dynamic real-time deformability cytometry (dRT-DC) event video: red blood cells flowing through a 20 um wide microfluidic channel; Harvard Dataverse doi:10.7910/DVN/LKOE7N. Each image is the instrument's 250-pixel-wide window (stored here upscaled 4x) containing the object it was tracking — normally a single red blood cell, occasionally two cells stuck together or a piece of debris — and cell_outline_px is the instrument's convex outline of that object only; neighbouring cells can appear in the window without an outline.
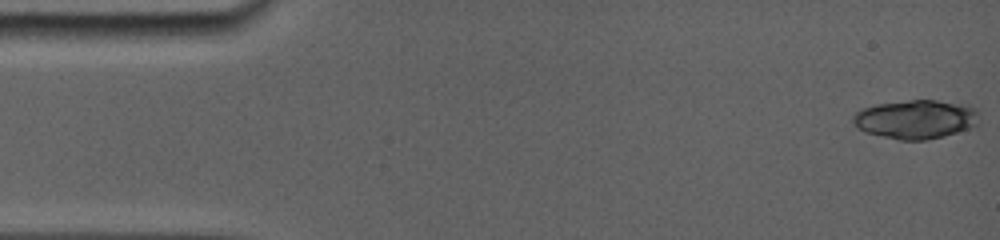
{"species": "common noctule bat (a hibernating species)", "species_latin": "Nyctalus noctula", "temperature_condition": "room temperature", "stored_images_in_passage": 18, "camera_frame_rate_fps": 5000, "um_per_image_px": 0.085, "animal": {"sex": "female", "body_mass_g": 19.0, "forearm_length_mm": 56.7}, "frame": {"image": 1, "passage_image": 1, "time_ms": 0.0, "image_size_px": [1000, 240], "cell_outline_px": [[976, 112], [968, 124], [964, 128], [940, 136], [924, 140], [904, 140], [868, 132], [860, 128], [856, 124], [856, 112], [864, 108], [876, 104], [912, 100], [936, 100], [972, 108]], "centroid_in_image_um": [77.7, 10.12], "position_along_channel_um": 7.3, "area_um2": 26.41}}
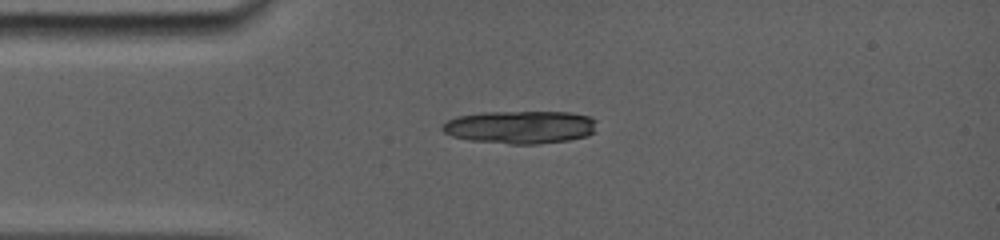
{"frame": {"image": 2, "passage_image": 16, "time_ms": 3.6, "image_size_px": [1000, 240], "cell_outline_px": [[596, 120], [592, 132], [584, 136], [564, 140], [532, 144], [516, 144], [480, 140], [456, 136], [444, 132], [444, 124], [448, 120], [456, 116], [484, 112], [568, 112], [588, 116]], "centroid_in_image_um": [44.24, 10.77], "position_along_channel_um": 40.8, "area_um2": 28.61}}